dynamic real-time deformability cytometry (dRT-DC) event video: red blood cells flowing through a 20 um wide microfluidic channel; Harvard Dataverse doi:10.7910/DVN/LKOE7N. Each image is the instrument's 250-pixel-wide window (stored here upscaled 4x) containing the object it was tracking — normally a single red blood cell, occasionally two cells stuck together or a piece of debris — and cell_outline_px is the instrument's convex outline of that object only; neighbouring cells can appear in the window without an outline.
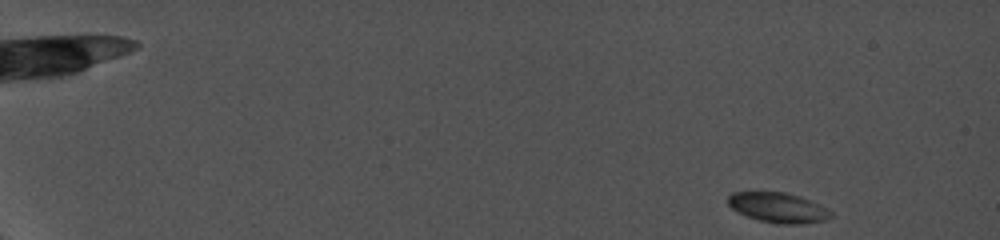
{"species": "common noctule bat (a hibernating species)", "species_latin": "Nyctalus noctula", "temperature_condition": "cold", "stored_images_in_passage": 30, "camera_frame_rate_fps": 5000, "um_per_image_px": 0.085, "animal": {"sex": "female", "body_mass_g": 19.0, "forearm_length_mm": 56.7}, "frame": {"image": 1, "passage_image": 1, "time_ms": 0.0, "image_size_px": [1000, 240], "cell_outline_px": [[836, 216], [824, 220], [804, 224], [776, 224], [760, 220], [736, 212], [728, 204], [728, 196], [732, 192], [784, 192], [800, 196], [820, 204], [832, 212]], "centroid_in_image_um": [66.17, 17.65], "position_along_channel_um": 18.8, "area_um2": 18.15}}
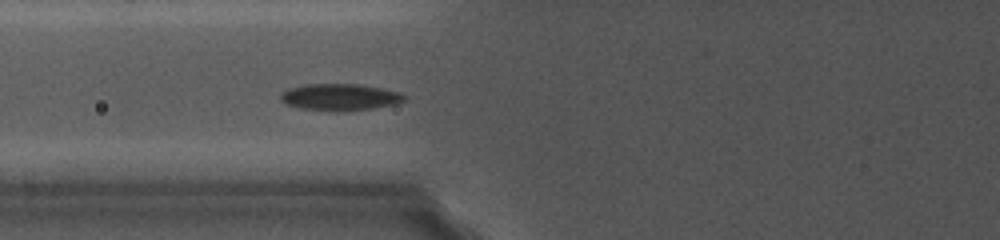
{"frame": {"image": 2, "passage_image": 15, "time_ms": 7.4, "image_size_px": [1000, 240], "cell_outline_px": [[408, 100], [396, 104], [372, 108], [300, 108], [284, 104], [280, 100], [280, 92], [288, 88], [308, 84], [360, 84], [400, 92], [408, 96]], "centroid_in_image_um": [28.91, 8.2], "position_along_channel_um": 96.9, "area_um2": 18.55}}
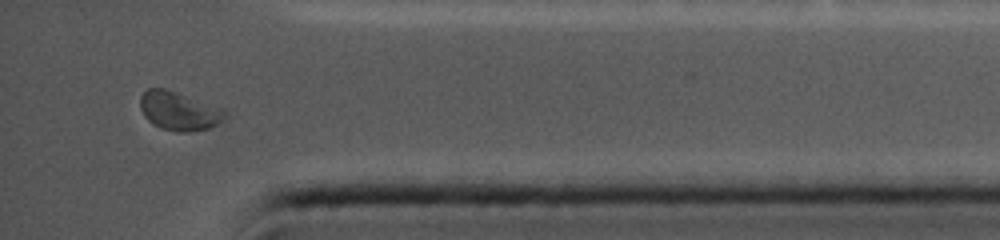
{"frame": {"image": 3, "passage_image": 30, "time_ms": 16.0, "image_size_px": [1000, 240], "cell_outline_px": [[228, 116], [224, 120], [208, 128], [188, 132], [176, 132], [160, 128], [152, 124], [144, 116], [140, 108], [140, 96], [148, 88], [164, 88], [224, 108], [228, 112]], "centroid_in_image_um": [15.23, 9.44], "position_along_channel_um": 420.0, "area_um2": 19.31}}